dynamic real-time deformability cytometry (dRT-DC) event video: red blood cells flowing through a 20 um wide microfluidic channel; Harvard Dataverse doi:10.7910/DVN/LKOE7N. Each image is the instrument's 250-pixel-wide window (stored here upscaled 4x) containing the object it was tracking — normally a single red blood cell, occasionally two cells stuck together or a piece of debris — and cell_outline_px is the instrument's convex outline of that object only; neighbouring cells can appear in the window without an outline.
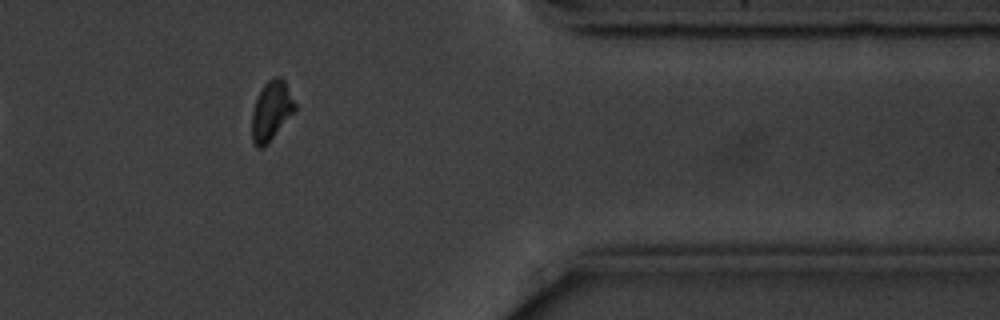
{"species": "common noctule bat (a hibernating species)", "species_latin": "Nyctalus noctula", "temperature_condition": "cold", "stored_images_in_passage": 12, "camera_frame_rate_fps": 3000, "um_per_image_px": 0.085, "animal": {"sex": "male", "body_mass_g": 20.1, "forearm_length_mm": 53.5}, "frame": {"image": 1, "passage_image": 10, "time_ms": 11.333, "image_size_px": [1000, 320], "cell_outline_px": [[296, 108], [268, 144], [264, 148], [256, 148], [252, 140], [252, 112], [256, 100], [264, 84], [272, 76], [280, 76], [284, 80], [296, 104]], "centroid_in_image_um": [23.05, 9.43], "position_along_channel_um": 388.4, "area_um2": 14.8}}